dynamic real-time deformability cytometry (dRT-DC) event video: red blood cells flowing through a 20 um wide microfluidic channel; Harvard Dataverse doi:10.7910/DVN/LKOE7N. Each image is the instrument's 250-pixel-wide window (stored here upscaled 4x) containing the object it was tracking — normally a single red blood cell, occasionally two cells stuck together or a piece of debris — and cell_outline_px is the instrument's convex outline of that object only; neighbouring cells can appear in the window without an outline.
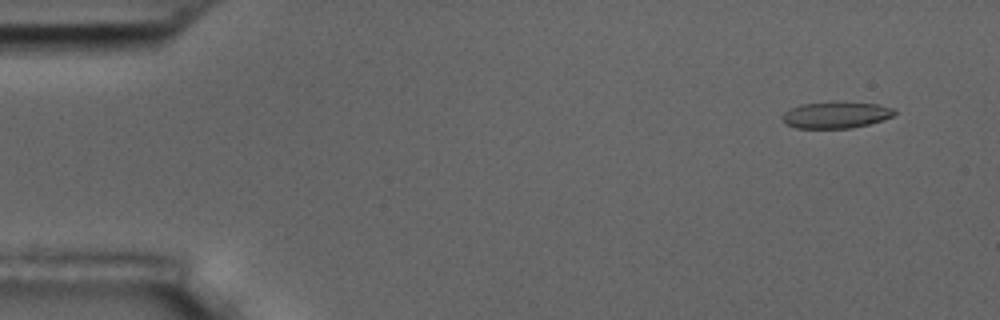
{"species": "common noctule bat (a hibernating species)", "species_latin": "Nyctalus noctula", "temperature_condition": "room temperature", "stored_images_in_passage": 5, "camera_frame_rate_fps": 3000, "um_per_image_px": 0.085, "animal": {"sex": "male", "body_mass_g": 17.5, "forearm_length_mm": 52.3}, "frame": {"image": 1, "passage_image": 2, "time_ms": 1.0, "image_size_px": [1000, 320], "cell_outline_px": [[896, 112], [892, 116], [868, 124], [852, 128], [796, 128], [788, 124], [780, 116], [784, 112], [800, 104], [828, 100], [844, 100], [876, 104], [892, 108]], "centroid_in_image_um": [71.03, 9.73], "position_along_channel_um": 14.0, "area_um2": 17.69}}